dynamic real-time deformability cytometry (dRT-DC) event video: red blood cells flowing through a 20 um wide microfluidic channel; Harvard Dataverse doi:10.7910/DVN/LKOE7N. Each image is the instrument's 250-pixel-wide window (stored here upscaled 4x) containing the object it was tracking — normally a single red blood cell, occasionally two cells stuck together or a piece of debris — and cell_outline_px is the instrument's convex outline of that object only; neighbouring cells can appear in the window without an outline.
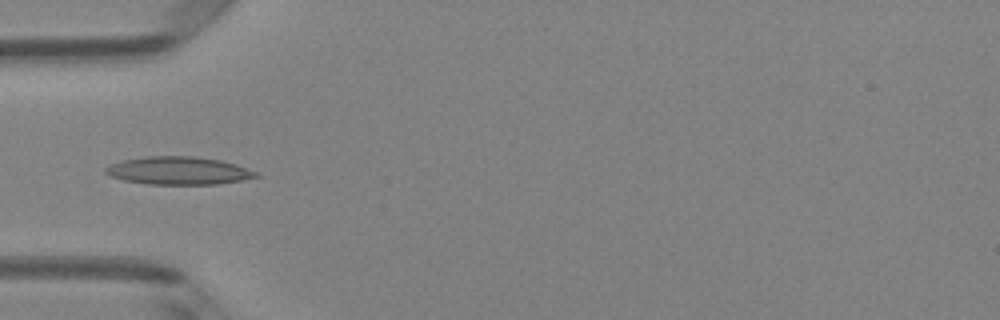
{"species": "Egyptian fruit bat (a non-hibernating species)", "species_latin": "Rousettus aegyptiacus", "temperature_condition": "room temperature", "stored_images_in_passage": 6, "camera_frame_rate_fps": 3000, "um_per_image_px": 0.085, "animal": {"sex": "female"}, "frame": {"image": 1, "passage_image": 5, "time_ms": 1.333, "image_size_px": [1000, 320], "cell_outline_px": [[260, 176], [240, 180], [216, 184], [148, 184], [124, 180], [108, 176], [104, 172], [104, 168], [120, 160], [148, 156], [192, 156], [220, 160], [236, 164], [256, 172]], "centroid_in_image_um": [15.12, 14.5], "position_along_channel_um": 69.9, "area_um2": 24.33}}
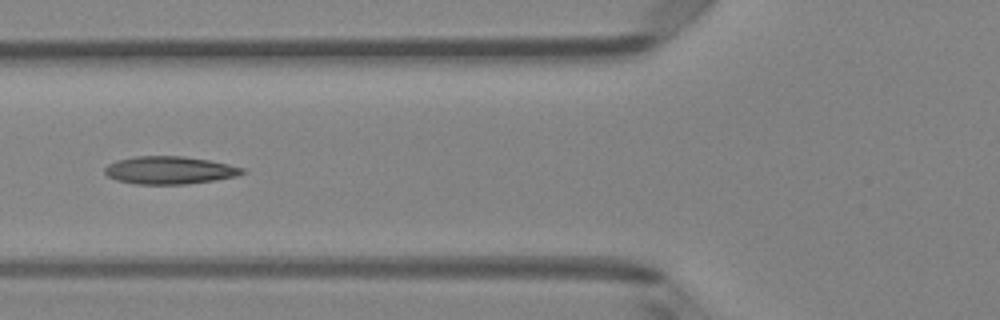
{"frame": {"image": 2, "passage_image": 6, "time_ms": 1.667, "image_size_px": [1000, 320], "cell_outline_px": [[248, 172], [236, 176], [216, 180], [188, 184], [136, 184], [116, 180], [108, 176], [104, 172], [104, 168], [108, 164], [116, 160], [136, 156], [184, 156], [208, 160], [228, 164], [244, 168]], "centroid_in_image_um": [14.42, 14.47], "position_along_channel_um": 111.4, "area_um2": 22.37}}